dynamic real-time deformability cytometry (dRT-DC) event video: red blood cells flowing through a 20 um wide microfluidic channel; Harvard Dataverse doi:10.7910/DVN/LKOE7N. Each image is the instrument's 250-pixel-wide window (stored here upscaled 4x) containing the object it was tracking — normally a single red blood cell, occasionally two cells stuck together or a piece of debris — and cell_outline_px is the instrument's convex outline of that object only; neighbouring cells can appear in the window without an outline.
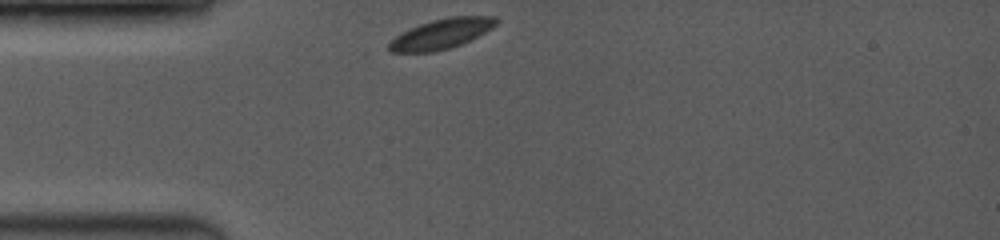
{"species": "common noctule bat (a hibernating species)", "species_latin": "Nyctalus noctula", "temperature_condition": "room temperature", "stored_images_in_passage": 3, "camera_frame_rate_fps": 3500, "um_per_image_px": 0.085, "animal": {"sex": "female", "body_mass_g": 19.0, "forearm_length_mm": 53.3}, "frame": {"image": 1, "passage_image": 1, "time_ms": 0.0, "image_size_px": [1000, 240], "cell_outline_px": [[500, 20], [492, 28], [460, 44], [448, 48], [432, 52], [392, 52], [388, 48], [388, 44], [396, 36], [408, 28], [432, 20], [448, 16], [496, 16]], "centroid_in_image_um": [37.52, 2.85], "position_along_channel_um": 47.5, "area_um2": 18.55}}
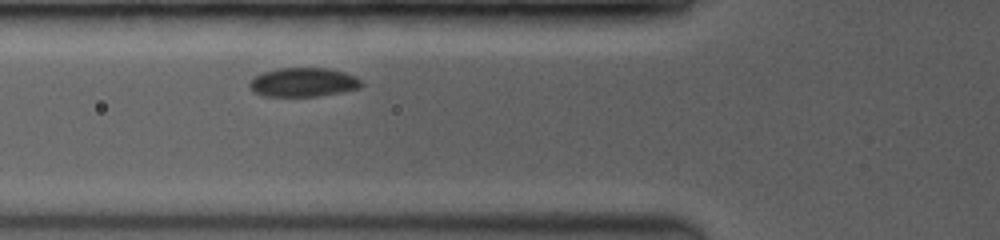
{"frame": {"image": 2, "passage_image": 3, "time_ms": 1.714, "image_size_px": [1000, 240], "cell_outline_px": [[364, 84], [360, 88], [340, 92], [316, 96], [264, 96], [252, 92], [248, 84], [256, 76], [264, 72], [276, 68], [328, 68], [344, 72], [356, 76]], "centroid_in_image_um": [25.78, 6.99], "position_along_channel_um": 100.0, "area_um2": 18.9}}